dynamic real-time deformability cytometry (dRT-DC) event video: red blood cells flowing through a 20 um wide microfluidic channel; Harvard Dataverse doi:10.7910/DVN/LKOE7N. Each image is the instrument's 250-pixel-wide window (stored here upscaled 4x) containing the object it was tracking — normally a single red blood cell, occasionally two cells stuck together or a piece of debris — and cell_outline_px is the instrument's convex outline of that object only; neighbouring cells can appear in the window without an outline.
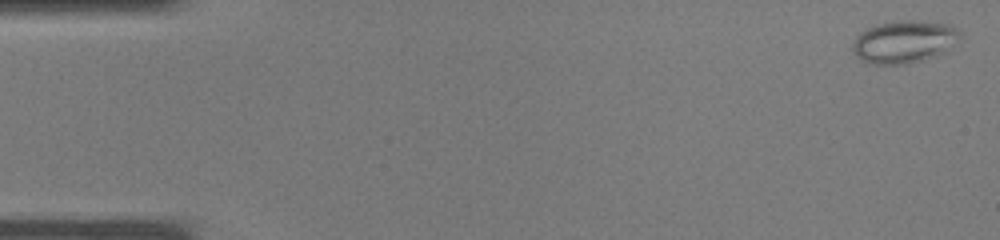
{"species": "common noctule bat (a hibernating species)", "species_latin": "Nyctalus noctula", "temperature_condition": "warm", "stored_images_in_passage": 37, "camera_frame_rate_fps": 3000, "um_per_image_px": 0.085, "animal": {"sex": "male", "body_mass_g": 19.0, "forearm_length_mm": 50.8}, "frame": {"image": 1, "passage_image": 1, "time_ms": 0.0, "image_size_px": [1000, 240], "cell_outline_px": [[960, 36], [944, 52], [936, 56], [904, 64], [872, 64], [856, 56], [852, 52], [852, 44], [856, 36], [860, 32], [868, 28], [880, 24], [900, 20], [912, 20], [952, 24], [960, 32]], "centroid_in_image_um": [76.83, 3.54], "position_along_channel_um": 8.2, "area_um2": 26.36}}
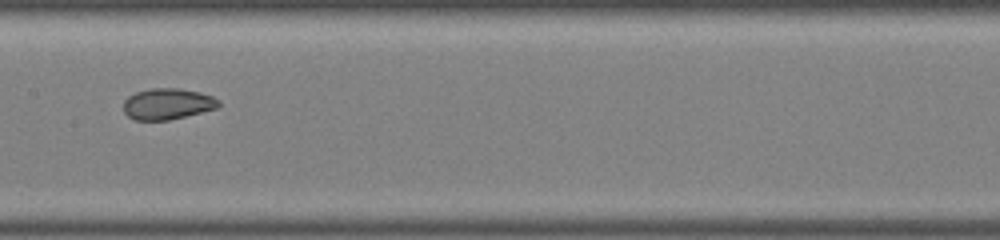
{"frame": {"image": 2, "passage_image": 19, "time_ms": 6.0, "image_size_px": [1000, 240], "cell_outline_px": [[220, 104], [216, 108], [168, 120], [136, 120], [128, 116], [124, 112], [124, 100], [128, 96], [136, 92], [152, 88], [180, 88], [200, 92], [212, 96], [220, 100]], "centroid_in_image_um": [14.23, 8.82], "position_along_channel_um": 193.2, "area_um2": 17.17}}
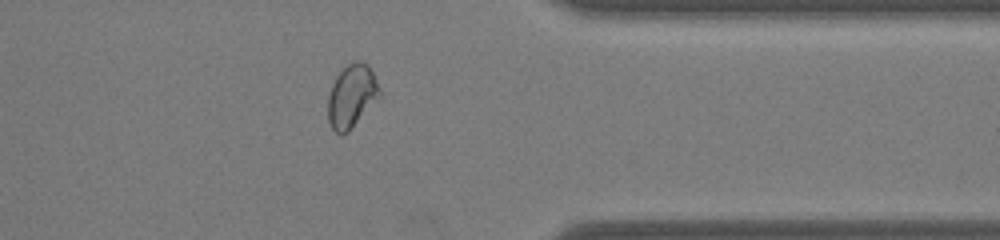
{"frame": {"image": 3, "passage_image": 30, "time_ms": 9.667, "image_size_px": [1000, 240], "cell_outline_px": [[380, 96], [348, 132], [340, 136], [332, 128], [328, 120], [328, 96], [332, 84], [336, 76], [348, 64], [356, 60], [360, 60], [368, 64], [380, 88]], "centroid_in_image_um": [29.88, 8.17], "position_along_channel_um": 381.5, "area_um2": 18.84}}